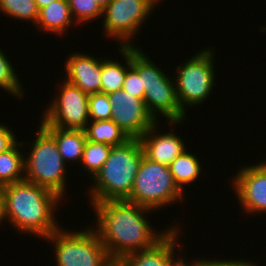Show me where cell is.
<instances>
[{"label": "cell", "instance_id": "obj_1", "mask_svg": "<svg viewBox=\"0 0 266 266\" xmlns=\"http://www.w3.org/2000/svg\"><path fill=\"white\" fill-rule=\"evenodd\" d=\"M96 213L94 230L113 261H121L130 253L149 249L173 227L158 232L148 221L154 210L126 200L100 201L91 204Z\"/></svg>", "mask_w": 266, "mask_h": 266}, {"label": "cell", "instance_id": "obj_2", "mask_svg": "<svg viewBox=\"0 0 266 266\" xmlns=\"http://www.w3.org/2000/svg\"><path fill=\"white\" fill-rule=\"evenodd\" d=\"M1 190L6 221L18 233L44 240L61 227L54 214L60 202L63 203L57 194L25 179L3 186Z\"/></svg>", "mask_w": 266, "mask_h": 266}, {"label": "cell", "instance_id": "obj_3", "mask_svg": "<svg viewBox=\"0 0 266 266\" xmlns=\"http://www.w3.org/2000/svg\"><path fill=\"white\" fill-rule=\"evenodd\" d=\"M143 156L139 139L112 147L101 170L91 179L93 185L87 191L89 202L127 200Z\"/></svg>", "mask_w": 266, "mask_h": 266}, {"label": "cell", "instance_id": "obj_4", "mask_svg": "<svg viewBox=\"0 0 266 266\" xmlns=\"http://www.w3.org/2000/svg\"><path fill=\"white\" fill-rule=\"evenodd\" d=\"M145 53L139 45L131 47V65L142 79L147 110L157 122L161 115L162 118L165 117L172 131L176 124L182 125L188 116L181 110L173 76L170 77L163 72L160 66L158 68L157 64L150 59L151 57Z\"/></svg>", "mask_w": 266, "mask_h": 266}, {"label": "cell", "instance_id": "obj_5", "mask_svg": "<svg viewBox=\"0 0 266 266\" xmlns=\"http://www.w3.org/2000/svg\"><path fill=\"white\" fill-rule=\"evenodd\" d=\"M39 125L36 137L29 144V153L24 155V179L48 189L66 201L67 164L58 151L54 137Z\"/></svg>", "mask_w": 266, "mask_h": 266}, {"label": "cell", "instance_id": "obj_6", "mask_svg": "<svg viewBox=\"0 0 266 266\" xmlns=\"http://www.w3.org/2000/svg\"><path fill=\"white\" fill-rule=\"evenodd\" d=\"M81 229L69 231L60 227L45 238L48 243H54L55 266H108L112 263L94 228L89 225Z\"/></svg>", "mask_w": 266, "mask_h": 266}, {"label": "cell", "instance_id": "obj_7", "mask_svg": "<svg viewBox=\"0 0 266 266\" xmlns=\"http://www.w3.org/2000/svg\"><path fill=\"white\" fill-rule=\"evenodd\" d=\"M214 51L212 47L204 48L186 59L185 63L176 66L174 73L176 94L185 115L189 106V109L201 106L213 94L216 84Z\"/></svg>", "mask_w": 266, "mask_h": 266}, {"label": "cell", "instance_id": "obj_8", "mask_svg": "<svg viewBox=\"0 0 266 266\" xmlns=\"http://www.w3.org/2000/svg\"><path fill=\"white\" fill-rule=\"evenodd\" d=\"M185 195L175 183L168 166L150 161L143 156L130 197L126 201L160 211L170 204L186 199Z\"/></svg>", "mask_w": 266, "mask_h": 266}, {"label": "cell", "instance_id": "obj_9", "mask_svg": "<svg viewBox=\"0 0 266 266\" xmlns=\"http://www.w3.org/2000/svg\"><path fill=\"white\" fill-rule=\"evenodd\" d=\"M158 3L159 0H112L104 8L101 22L106 38L116 40L119 47H135L133 39Z\"/></svg>", "mask_w": 266, "mask_h": 266}, {"label": "cell", "instance_id": "obj_10", "mask_svg": "<svg viewBox=\"0 0 266 266\" xmlns=\"http://www.w3.org/2000/svg\"><path fill=\"white\" fill-rule=\"evenodd\" d=\"M59 93H55L45 110L40 124L43 127L84 130L89 122L88 97L77 86L60 81Z\"/></svg>", "mask_w": 266, "mask_h": 266}, {"label": "cell", "instance_id": "obj_11", "mask_svg": "<svg viewBox=\"0 0 266 266\" xmlns=\"http://www.w3.org/2000/svg\"><path fill=\"white\" fill-rule=\"evenodd\" d=\"M113 120L130 139H140L157 121L149 113L141 98L133 97L123 89L109 93Z\"/></svg>", "mask_w": 266, "mask_h": 266}, {"label": "cell", "instance_id": "obj_12", "mask_svg": "<svg viewBox=\"0 0 266 266\" xmlns=\"http://www.w3.org/2000/svg\"><path fill=\"white\" fill-rule=\"evenodd\" d=\"M230 180L242 212L266 214V161L245 165Z\"/></svg>", "mask_w": 266, "mask_h": 266}, {"label": "cell", "instance_id": "obj_13", "mask_svg": "<svg viewBox=\"0 0 266 266\" xmlns=\"http://www.w3.org/2000/svg\"><path fill=\"white\" fill-rule=\"evenodd\" d=\"M177 225L175 224L153 247L130 253L120 262L124 266H178L186 256H182V253L181 255L178 253V256L175 254L178 249L182 248L179 243L182 227ZM178 246L179 248L176 249Z\"/></svg>", "mask_w": 266, "mask_h": 266}, {"label": "cell", "instance_id": "obj_14", "mask_svg": "<svg viewBox=\"0 0 266 266\" xmlns=\"http://www.w3.org/2000/svg\"><path fill=\"white\" fill-rule=\"evenodd\" d=\"M159 123L161 122L151 126L139 140L147 159L169 166L177 156L187 150L186 143L174 132L175 129L172 132L169 129L165 133H159Z\"/></svg>", "mask_w": 266, "mask_h": 266}, {"label": "cell", "instance_id": "obj_15", "mask_svg": "<svg viewBox=\"0 0 266 266\" xmlns=\"http://www.w3.org/2000/svg\"><path fill=\"white\" fill-rule=\"evenodd\" d=\"M65 80L80 88L87 94L101 92L102 57L89 53L75 52L69 54L65 62Z\"/></svg>", "mask_w": 266, "mask_h": 266}, {"label": "cell", "instance_id": "obj_16", "mask_svg": "<svg viewBox=\"0 0 266 266\" xmlns=\"http://www.w3.org/2000/svg\"><path fill=\"white\" fill-rule=\"evenodd\" d=\"M75 24L68 0H57L39 9L35 27L40 31L62 36Z\"/></svg>", "mask_w": 266, "mask_h": 266}, {"label": "cell", "instance_id": "obj_17", "mask_svg": "<svg viewBox=\"0 0 266 266\" xmlns=\"http://www.w3.org/2000/svg\"><path fill=\"white\" fill-rule=\"evenodd\" d=\"M118 49L126 65L121 60L102 57L101 93L109 94L123 88L127 70L131 66V47L118 46Z\"/></svg>", "mask_w": 266, "mask_h": 266}, {"label": "cell", "instance_id": "obj_18", "mask_svg": "<svg viewBox=\"0 0 266 266\" xmlns=\"http://www.w3.org/2000/svg\"><path fill=\"white\" fill-rule=\"evenodd\" d=\"M53 137L58 151L67 164L72 161L81 163L86 135L84 130L61 129L57 127H44Z\"/></svg>", "mask_w": 266, "mask_h": 266}, {"label": "cell", "instance_id": "obj_19", "mask_svg": "<svg viewBox=\"0 0 266 266\" xmlns=\"http://www.w3.org/2000/svg\"><path fill=\"white\" fill-rule=\"evenodd\" d=\"M188 151V149L185 150L168 166L175 183L183 192H186L187 185L193 184L197 179L199 180L201 173H203L201 172L203 171V164H201L200 159L196 154L194 155V153Z\"/></svg>", "mask_w": 266, "mask_h": 266}, {"label": "cell", "instance_id": "obj_20", "mask_svg": "<svg viewBox=\"0 0 266 266\" xmlns=\"http://www.w3.org/2000/svg\"><path fill=\"white\" fill-rule=\"evenodd\" d=\"M84 132L87 140L94 143H105L112 147L120 146L130 139L111 119L89 121Z\"/></svg>", "mask_w": 266, "mask_h": 266}, {"label": "cell", "instance_id": "obj_21", "mask_svg": "<svg viewBox=\"0 0 266 266\" xmlns=\"http://www.w3.org/2000/svg\"><path fill=\"white\" fill-rule=\"evenodd\" d=\"M23 145L24 141H18L6 152L0 153V188L24 179V153L20 150Z\"/></svg>", "mask_w": 266, "mask_h": 266}, {"label": "cell", "instance_id": "obj_22", "mask_svg": "<svg viewBox=\"0 0 266 266\" xmlns=\"http://www.w3.org/2000/svg\"><path fill=\"white\" fill-rule=\"evenodd\" d=\"M112 146L105 143H94L86 140L80 166L89 178H94L108 159Z\"/></svg>", "mask_w": 266, "mask_h": 266}, {"label": "cell", "instance_id": "obj_23", "mask_svg": "<svg viewBox=\"0 0 266 266\" xmlns=\"http://www.w3.org/2000/svg\"><path fill=\"white\" fill-rule=\"evenodd\" d=\"M0 12L6 17L32 23L35 27L39 9L35 0H0Z\"/></svg>", "mask_w": 266, "mask_h": 266}, {"label": "cell", "instance_id": "obj_24", "mask_svg": "<svg viewBox=\"0 0 266 266\" xmlns=\"http://www.w3.org/2000/svg\"><path fill=\"white\" fill-rule=\"evenodd\" d=\"M9 59L0 48V87L6 93L20 100V97L23 98L26 94L24 93L25 88L22 87L18 73H16L15 67L13 68V64L11 63L12 61H9Z\"/></svg>", "mask_w": 266, "mask_h": 266}, {"label": "cell", "instance_id": "obj_25", "mask_svg": "<svg viewBox=\"0 0 266 266\" xmlns=\"http://www.w3.org/2000/svg\"><path fill=\"white\" fill-rule=\"evenodd\" d=\"M75 23L80 26L102 18L103 9L94 0H68Z\"/></svg>", "mask_w": 266, "mask_h": 266}, {"label": "cell", "instance_id": "obj_26", "mask_svg": "<svg viewBox=\"0 0 266 266\" xmlns=\"http://www.w3.org/2000/svg\"><path fill=\"white\" fill-rule=\"evenodd\" d=\"M108 94L92 93L88 97L89 121L109 120L111 109Z\"/></svg>", "mask_w": 266, "mask_h": 266}, {"label": "cell", "instance_id": "obj_27", "mask_svg": "<svg viewBox=\"0 0 266 266\" xmlns=\"http://www.w3.org/2000/svg\"><path fill=\"white\" fill-rule=\"evenodd\" d=\"M122 89L133 97L144 100L145 89L142 87V79L140 78L138 71L132 65L127 70Z\"/></svg>", "mask_w": 266, "mask_h": 266}, {"label": "cell", "instance_id": "obj_28", "mask_svg": "<svg viewBox=\"0 0 266 266\" xmlns=\"http://www.w3.org/2000/svg\"><path fill=\"white\" fill-rule=\"evenodd\" d=\"M244 259V260H243ZM243 259H233L231 257V259H208L203 257L198 259L196 258L195 260H191L196 266H257L256 263L254 261H251L250 259L247 260L245 258Z\"/></svg>", "mask_w": 266, "mask_h": 266}, {"label": "cell", "instance_id": "obj_29", "mask_svg": "<svg viewBox=\"0 0 266 266\" xmlns=\"http://www.w3.org/2000/svg\"><path fill=\"white\" fill-rule=\"evenodd\" d=\"M13 133L12 128L0 123V153L6 152L12 148L19 140Z\"/></svg>", "mask_w": 266, "mask_h": 266}, {"label": "cell", "instance_id": "obj_30", "mask_svg": "<svg viewBox=\"0 0 266 266\" xmlns=\"http://www.w3.org/2000/svg\"><path fill=\"white\" fill-rule=\"evenodd\" d=\"M6 221L5 217V209H4V198H3V193L0 188V225ZM2 222V223H1Z\"/></svg>", "mask_w": 266, "mask_h": 266}, {"label": "cell", "instance_id": "obj_31", "mask_svg": "<svg viewBox=\"0 0 266 266\" xmlns=\"http://www.w3.org/2000/svg\"><path fill=\"white\" fill-rule=\"evenodd\" d=\"M54 1H57V0H35L38 9H41L44 6H47V5L51 4V3H53Z\"/></svg>", "mask_w": 266, "mask_h": 266}, {"label": "cell", "instance_id": "obj_32", "mask_svg": "<svg viewBox=\"0 0 266 266\" xmlns=\"http://www.w3.org/2000/svg\"><path fill=\"white\" fill-rule=\"evenodd\" d=\"M103 10L112 0H94Z\"/></svg>", "mask_w": 266, "mask_h": 266}, {"label": "cell", "instance_id": "obj_33", "mask_svg": "<svg viewBox=\"0 0 266 266\" xmlns=\"http://www.w3.org/2000/svg\"><path fill=\"white\" fill-rule=\"evenodd\" d=\"M178 266H196L192 261L189 260V262H186V259H184Z\"/></svg>", "mask_w": 266, "mask_h": 266}, {"label": "cell", "instance_id": "obj_34", "mask_svg": "<svg viewBox=\"0 0 266 266\" xmlns=\"http://www.w3.org/2000/svg\"><path fill=\"white\" fill-rule=\"evenodd\" d=\"M108 266H124L120 261H113Z\"/></svg>", "mask_w": 266, "mask_h": 266}]
</instances>
